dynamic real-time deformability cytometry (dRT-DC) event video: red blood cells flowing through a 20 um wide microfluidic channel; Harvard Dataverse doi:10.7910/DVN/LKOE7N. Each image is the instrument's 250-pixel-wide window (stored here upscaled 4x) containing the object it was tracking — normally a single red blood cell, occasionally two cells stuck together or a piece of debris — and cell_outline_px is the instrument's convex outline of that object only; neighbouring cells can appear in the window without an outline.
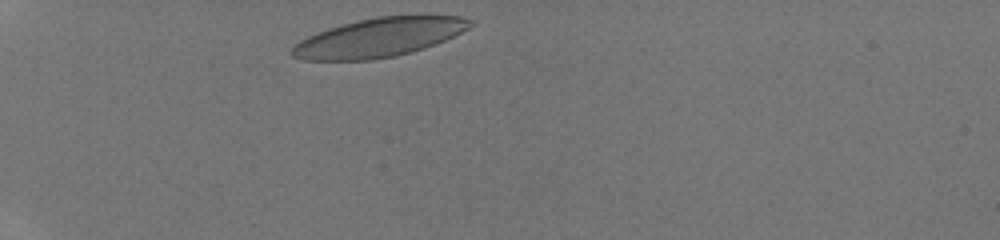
{"species": "human", "species_latin": "Homo sapiens", "temperature_condition": "room temperature", "stored_images_in_passage": 27, "camera_frame_rate_fps": 3000, "um_per_image_px": 0.085, "donor": {"sex": "male"}, "frame": {"image": 1, "passage_image": 1, "time_ms": 0.0, "image_size_px": [1000, 240], "cell_outline_px": [[476, 24], [436, 44], [424, 48], [396, 56], [372, 60], [304, 60], [292, 56], [292, 48], [300, 40], [308, 36], [328, 28], [376, 16], [460, 16], [472, 20]], "centroid_in_image_um": [32.22, 3.19], "position_along_channel_um": 52.8, "area_um2": 40.0}}
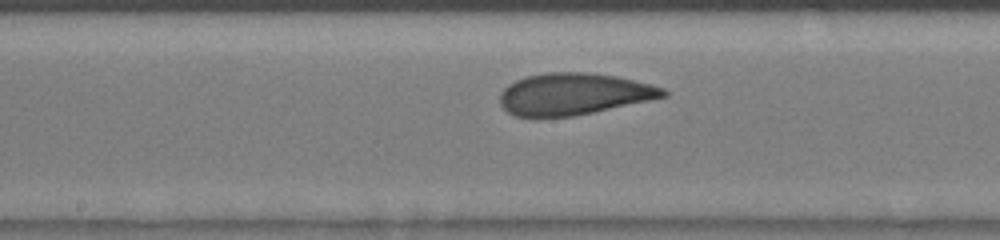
{"frame": {"image": 2, "passage_image": 13, "time_ms": 4.0, "image_size_px": [1000, 240], "cell_outline_px": [[668, 96], [592, 112], [572, 116], [512, 116], [500, 104], [500, 92], [508, 84], [516, 80], [528, 76], [548, 72], [584, 72], [616, 76], [664, 88], [668, 92]], "centroid_in_image_um": [48.73, 7.98], "position_along_channel_um": 199.5, "area_um2": 39.25}}
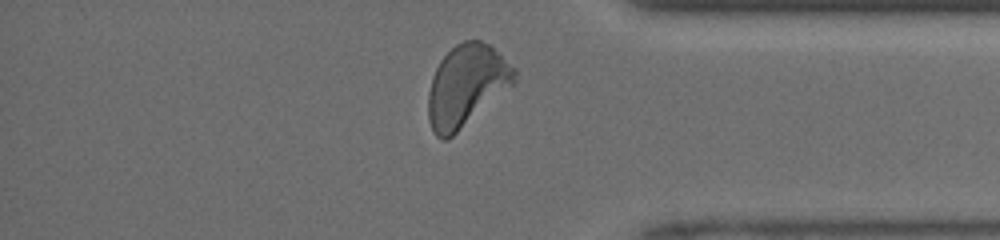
{"frame": {"image": 3, "passage_image": 26, "time_ms": 8.333, "image_size_px": [1000, 240], "cell_outline_px": [[516, 80], [512, 84], [448, 140], [440, 140], [432, 132], [428, 120], [428, 92], [432, 76], [440, 60], [456, 44], [464, 40], [480, 40], [488, 44], [516, 68]], "centroid_in_image_um": [39.6, 7.29], "position_along_channel_um": 395.6, "area_um2": 40.58}}